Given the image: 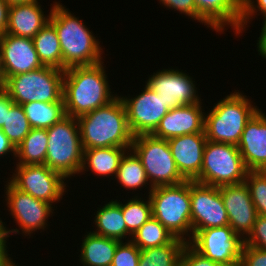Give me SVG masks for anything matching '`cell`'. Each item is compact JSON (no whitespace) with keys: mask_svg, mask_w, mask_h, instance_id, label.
I'll return each mask as SVG.
<instances>
[{"mask_svg":"<svg viewBox=\"0 0 266 266\" xmlns=\"http://www.w3.org/2000/svg\"><path fill=\"white\" fill-rule=\"evenodd\" d=\"M245 245L266 250V217L257 215L249 235L244 239Z\"/></svg>","mask_w":266,"mask_h":266,"instance_id":"obj_37","label":"cell"},{"mask_svg":"<svg viewBox=\"0 0 266 266\" xmlns=\"http://www.w3.org/2000/svg\"><path fill=\"white\" fill-rule=\"evenodd\" d=\"M14 103L11 97L0 87V129L5 124L6 111H9Z\"/></svg>","mask_w":266,"mask_h":266,"instance_id":"obj_41","label":"cell"},{"mask_svg":"<svg viewBox=\"0 0 266 266\" xmlns=\"http://www.w3.org/2000/svg\"><path fill=\"white\" fill-rule=\"evenodd\" d=\"M142 92L135 97L122 99L130 130L134 136L140 134H152L159 126L161 119L168 113L164 101L146 85Z\"/></svg>","mask_w":266,"mask_h":266,"instance_id":"obj_15","label":"cell"},{"mask_svg":"<svg viewBox=\"0 0 266 266\" xmlns=\"http://www.w3.org/2000/svg\"><path fill=\"white\" fill-rule=\"evenodd\" d=\"M237 147L249 171H266V115L262 110L246 123Z\"/></svg>","mask_w":266,"mask_h":266,"instance_id":"obj_19","label":"cell"},{"mask_svg":"<svg viewBox=\"0 0 266 266\" xmlns=\"http://www.w3.org/2000/svg\"><path fill=\"white\" fill-rule=\"evenodd\" d=\"M46 131L48 147L45 165L60 173L66 181L80 174L83 148L77 118L66 116Z\"/></svg>","mask_w":266,"mask_h":266,"instance_id":"obj_6","label":"cell"},{"mask_svg":"<svg viewBox=\"0 0 266 266\" xmlns=\"http://www.w3.org/2000/svg\"><path fill=\"white\" fill-rule=\"evenodd\" d=\"M241 2L240 33H243L248 23L252 21L250 19L256 17L258 11L262 16L266 15V0H242Z\"/></svg>","mask_w":266,"mask_h":266,"instance_id":"obj_36","label":"cell"},{"mask_svg":"<svg viewBox=\"0 0 266 266\" xmlns=\"http://www.w3.org/2000/svg\"><path fill=\"white\" fill-rule=\"evenodd\" d=\"M119 243L118 240L87 232L80 246L79 262L83 266H111Z\"/></svg>","mask_w":266,"mask_h":266,"instance_id":"obj_25","label":"cell"},{"mask_svg":"<svg viewBox=\"0 0 266 266\" xmlns=\"http://www.w3.org/2000/svg\"><path fill=\"white\" fill-rule=\"evenodd\" d=\"M188 244L202 256L223 266H240L245 243L226 225L198 230Z\"/></svg>","mask_w":266,"mask_h":266,"instance_id":"obj_10","label":"cell"},{"mask_svg":"<svg viewBox=\"0 0 266 266\" xmlns=\"http://www.w3.org/2000/svg\"><path fill=\"white\" fill-rule=\"evenodd\" d=\"M131 149L140 158L152 187L177 185L186 181L173 159L169 143L152 134L134 136Z\"/></svg>","mask_w":266,"mask_h":266,"instance_id":"obj_9","label":"cell"},{"mask_svg":"<svg viewBox=\"0 0 266 266\" xmlns=\"http://www.w3.org/2000/svg\"><path fill=\"white\" fill-rule=\"evenodd\" d=\"M41 7L42 5L38 1L11 5L5 33L32 39L49 23L52 7L48 15L44 14Z\"/></svg>","mask_w":266,"mask_h":266,"instance_id":"obj_22","label":"cell"},{"mask_svg":"<svg viewBox=\"0 0 266 266\" xmlns=\"http://www.w3.org/2000/svg\"><path fill=\"white\" fill-rule=\"evenodd\" d=\"M6 224L1 220L0 218V249H8L7 247V239H8V233H7V227Z\"/></svg>","mask_w":266,"mask_h":266,"instance_id":"obj_45","label":"cell"},{"mask_svg":"<svg viewBox=\"0 0 266 266\" xmlns=\"http://www.w3.org/2000/svg\"><path fill=\"white\" fill-rule=\"evenodd\" d=\"M10 6L5 0H0V35L4 34L8 26Z\"/></svg>","mask_w":266,"mask_h":266,"instance_id":"obj_43","label":"cell"},{"mask_svg":"<svg viewBox=\"0 0 266 266\" xmlns=\"http://www.w3.org/2000/svg\"><path fill=\"white\" fill-rule=\"evenodd\" d=\"M246 183L257 215L266 217V171H248Z\"/></svg>","mask_w":266,"mask_h":266,"instance_id":"obj_34","label":"cell"},{"mask_svg":"<svg viewBox=\"0 0 266 266\" xmlns=\"http://www.w3.org/2000/svg\"><path fill=\"white\" fill-rule=\"evenodd\" d=\"M248 171L237 145L207 140L200 175L194 181L215 187L239 184Z\"/></svg>","mask_w":266,"mask_h":266,"instance_id":"obj_8","label":"cell"},{"mask_svg":"<svg viewBox=\"0 0 266 266\" xmlns=\"http://www.w3.org/2000/svg\"><path fill=\"white\" fill-rule=\"evenodd\" d=\"M262 17L263 25L261 28L260 36L258 38L259 40H257V52L259 53V55H261V57H264L266 59V15Z\"/></svg>","mask_w":266,"mask_h":266,"instance_id":"obj_44","label":"cell"},{"mask_svg":"<svg viewBox=\"0 0 266 266\" xmlns=\"http://www.w3.org/2000/svg\"><path fill=\"white\" fill-rule=\"evenodd\" d=\"M6 3L11 6V5H16V4H28V3H33L38 0H5Z\"/></svg>","mask_w":266,"mask_h":266,"instance_id":"obj_48","label":"cell"},{"mask_svg":"<svg viewBox=\"0 0 266 266\" xmlns=\"http://www.w3.org/2000/svg\"><path fill=\"white\" fill-rule=\"evenodd\" d=\"M242 0H194L196 21L221 34L227 26L240 34Z\"/></svg>","mask_w":266,"mask_h":266,"instance_id":"obj_20","label":"cell"},{"mask_svg":"<svg viewBox=\"0 0 266 266\" xmlns=\"http://www.w3.org/2000/svg\"><path fill=\"white\" fill-rule=\"evenodd\" d=\"M202 102L179 106L168 111L152 133L156 138L171 139L192 133H205V112Z\"/></svg>","mask_w":266,"mask_h":266,"instance_id":"obj_18","label":"cell"},{"mask_svg":"<svg viewBox=\"0 0 266 266\" xmlns=\"http://www.w3.org/2000/svg\"><path fill=\"white\" fill-rule=\"evenodd\" d=\"M22 105L14 103L9 111H6L5 124L1 130L8 137L15 148L24 140L31 131Z\"/></svg>","mask_w":266,"mask_h":266,"instance_id":"obj_33","label":"cell"},{"mask_svg":"<svg viewBox=\"0 0 266 266\" xmlns=\"http://www.w3.org/2000/svg\"><path fill=\"white\" fill-rule=\"evenodd\" d=\"M192 236L202 229L229 225L219 187L190 180Z\"/></svg>","mask_w":266,"mask_h":266,"instance_id":"obj_13","label":"cell"},{"mask_svg":"<svg viewBox=\"0 0 266 266\" xmlns=\"http://www.w3.org/2000/svg\"><path fill=\"white\" fill-rule=\"evenodd\" d=\"M53 3L49 22L56 29L60 41L62 70L100 63L103 49L99 39L60 1Z\"/></svg>","mask_w":266,"mask_h":266,"instance_id":"obj_2","label":"cell"},{"mask_svg":"<svg viewBox=\"0 0 266 266\" xmlns=\"http://www.w3.org/2000/svg\"><path fill=\"white\" fill-rule=\"evenodd\" d=\"M9 255L7 249H0V266H17Z\"/></svg>","mask_w":266,"mask_h":266,"instance_id":"obj_46","label":"cell"},{"mask_svg":"<svg viewBox=\"0 0 266 266\" xmlns=\"http://www.w3.org/2000/svg\"><path fill=\"white\" fill-rule=\"evenodd\" d=\"M187 242L175 238L171 243L140 250L138 266H180Z\"/></svg>","mask_w":266,"mask_h":266,"instance_id":"obj_30","label":"cell"},{"mask_svg":"<svg viewBox=\"0 0 266 266\" xmlns=\"http://www.w3.org/2000/svg\"><path fill=\"white\" fill-rule=\"evenodd\" d=\"M32 40L42 65L62 70V51L54 26L47 23Z\"/></svg>","mask_w":266,"mask_h":266,"instance_id":"obj_28","label":"cell"},{"mask_svg":"<svg viewBox=\"0 0 266 266\" xmlns=\"http://www.w3.org/2000/svg\"><path fill=\"white\" fill-rule=\"evenodd\" d=\"M148 196L152 217L175 238L188 243L192 238L190 180L177 185L153 187Z\"/></svg>","mask_w":266,"mask_h":266,"instance_id":"obj_5","label":"cell"},{"mask_svg":"<svg viewBox=\"0 0 266 266\" xmlns=\"http://www.w3.org/2000/svg\"><path fill=\"white\" fill-rule=\"evenodd\" d=\"M135 195L134 198L132 196L130 200H127L125 204L122 203V215L127 228V236H131L129 241H131L136 231L152 218V205L149 196L148 199H144L138 197L139 194Z\"/></svg>","mask_w":266,"mask_h":266,"instance_id":"obj_31","label":"cell"},{"mask_svg":"<svg viewBox=\"0 0 266 266\" xmlns=\"http://www.w3.org/2000/svg\"><path fill=\"white\" fill-rule=\"evenodd\" d=\"M240 266H266V250L244 244Z\"/></svg>","mask_w":266,"mask_h":266,"instance_id":"obj_39","label":"cell"},{"mask_svg":"<svg viewBox=\"0 0 266 266\" xmlns=\"http://www.w3.org/2000/svg\"><path fill=\"white\" fill-rule=\"evenodd\" d=\"M130 149L123 147L85 149L80 174L91 170L96 176L107 178L112 176L111 179H113L117 174L121 158Z\"/></svg>","mask_w":266,"mask_h":266,"instance_id":"obj_23","label":"cell"},{"mask_svg":"<svg viewBox=\"0 0 266 266\" xmlns=\"http://www.w3.org/2000/svg\"><path fill=\"white\" fill-rule=\"evenodd\" d=\"M165 8H169L178 13H183L185 16L191 17L196 21V6L194 0H159Z\"/></svg>","mask_w":266,"mask_h":266,"instance_id":"obj_40","label":"cell"},{"mask_svg":"<svg viewBox=\"0 0 266 266\" xmlns=\"http://www.w3.org/2000/svg\"><path fill=\"white\" fill-rule=\"evenodd\" d=\"M104 62L73 66L64 71L63 99L67 116L79 117L106 106L117 95L111 92Z\"/></svg>","mask_w":266,"mask_h":266,"instance_id":"obj_1","label":"cell"},{"mask_svg":"<svg viewBox=\"0 0 266 266\" xmlns=\"http://www.w3.org/2000/svg\"><path fill=\"white\" fill-rule=\"evenodd\" d=\"M0 47L5 81L10 76L27 73L43 66L31 38L4 33L0 35Z\"/></svg>","mask_w":266,"mask_h":266,"instance_id":"obj_17","label":"cell"},{"mask_svg":"<svg viewBox=\"0 0 266 266\" xmlns=\"http://www.w3.org/2000/svg\"><path fill=\"white\" fill-rule=\"evenodd\" d=\"M83 150L91 148H131L132 134L125 105L117 96L106 106L77 117Z\"/></svg>","mask_w":266,"mask_h":266,"instance_id":"obj_3","label":"cell"},{"mask_svg":"<svg viewBox=\"0 0 266 266\" xmlns=\"http://www.w3.org/2000/svg\"><path fill=\"white\" fill-rule=\"evenodd\" d=\"M192 78L183 70L163 68L154 72L145 82L164 101L165 107L171 110L201 101Z\"/></svg>","mask_w":266,"mask_h":266,"instance_id":"obj_14","label":"cell"},{"mask_svg":"<svg viewBox=\"0 0 266 266\" xmlns=\"http://www.w3.org/2000/svg\"><path fill=\"white\" fill-rule=\"evenodd\" d=\"M167 141L180 174L186 180L194 181L201 171L207 142L205 133L186 134Z\"/></svg>","mask_w":266,"mask_h":266,"instance_id":"obj_21","label":"cell"},{"mask_svg":"<svg viewBox=\"0 0 266 266\" xmlns=\"http://www.w3.org/2000/svg\"><path fill=\"white\" fill-rule=\"evenodd\" d=\"M48 147L46 129L32 128L24 140L16 148V164H45Z\"/></svg>","mask_w":266,"mask_h":266,"instance_id":"obj_29","label":"cell"},{"mask_svg":"<svg viewBox=\"0 0 266 266\" xmlns=\"http://www.w3.org/2000/svg\"><path fill=\"white\" fill-rule=\"evenodd\" d=\"M236 91L205 113L204 132L208 141L237 145L246 123L259 110V107L252 105L247 95Z\"/></svg>","mask_w":266,"mask_h":266,"instance_id":"obj_4","label":"cell"},{"mask_svg":"<svg viewBox=\"0 0 266 266\" xmlns=\"http://www.w3.org/2000/svg\"><path fill=\"white\" fill-rule=\"evenodd\" d=\"M139 256L140 249L132 241L125 240L117 245L111 266H138Z\"/></svg>","mask_w":266,"mask_h":266,"instance_id":"obj_35","label":"cell"},{"mask_svg":"<svg viewBox=\"0 0 266 266\" xmlns=\"http://www.w3.org/2000/svg\"><path fill=\"white\" fill-rule=\"evenodd\" d=\"M115 179L121 187L126 188V190H133L132 192L137 189H143V186L148 188L147 185L149 186V190H147L149 191L148 194L153 189V187L149 185L150 182L140 158L132 149L127 150L121 158Z\"/></svg>","mask_w":266,"mask_h":266,"instance_id":"obj_26","label":"cell"},{"mask_svg":"<svg viewBox=\"0 0 266 266\" xmlns=\"http://www.w3.org/2000/svg\"><path fill=\"white\" fill-rule=\"evenodd\" d=\"M12 154L14 157H16V148L13 146V144L9 141L8 137L3 133V131L0 129V157H4V155Z\"/></svg>","mask_w":266,"mask_h":266,"instance_id":"obj_42","label":"cell"},{"mask_svg":"<svg viewBox=\"0 0 266 266\" xmlns=\"http://www.w3.org/2000/svg\"><path fill=\"white\" fill-rule=\"evenodd\" d=\"M64 71L51 66L10 76L3 90L16 103L58 102L63 98Z\"/></svg>","mask_w":266,"mask_h":266,"instance_id":"obj_7","label":"cell"},{"mask_svg":"<svg viewBox=\"0 0 266 266\" xmlns=\"http://www.w3.org/2000/svg\"><path fill=\"white\" fill-rule=\"evenodd\" d=\"M5 201L7 210L13 217L19 229H7L8 236L11 234H20L31 236L37 230H45L48 227V217L53 214L54 207L52 204L40 199L34 198L29 193L23 192L16 188L9 180L6 181ZM10 234V235H9Z\"/></svg>","mask_w":266,"mask_h":266,"instance_id":"obj_11","label":"cell"},{"mask_svg":"<svg viewBox=\"0 0 266 266\" xmlns=\"http://www.w3.org/2000/svg\"><path fill=\"white\" fill-rule=\"evenodd\" d=\"M31 128L47 129L66 117L64 99L58 102H29L22 105Z\"/></svg>","mask_w":266,"mask_h":266,"instance_id":"obj_27","label":"cell"},{"mask_svg":"<svg viewBox=\"0 0 266 266\" xmlns=\"http://www.w3.org/2000/svg\"><path fill=\"white\" fill-rule=\"evenodd\" d=\"M95 231L92 233L124 242L127 237V228L122 215V202L111 200L100 206L94 214Z\"/></svg>","mask_w":266,"mask_h":266,"instance_id":"obj_24","label":"cell"},{"mask_svg":"<svg viewBox=\"0 0 266 266\" xmlns=\"http://www.w3.org/2000/svg\"><path fill=\"white\" fill-rule=\"evenodd\" d=\"M65 178L45 164H16L9 181L19 190L36 199L55 204L62 200L66 192Z\"/></svg>","mask_w":266,"mask_h":266,"instance_id":"obj_12","label":"cell"},{"mask_svg":"<svg viewBox=\"0 0 266 266\" xmlns=\"http://www.w3.org/2000/svg\"><path fill=\"white\" fill-rule=\"evenodd\" d=\"M175 237L155 218H150L132 236L131 241L140 249L171 243Z\"/></svg>","mask_w":266,"mask_h":266,"instance_id":"obj_32","label":"cell"},{"mask_svg":"<svg viewBox=\"0 0 266 266\" xmlns=\"http://www.w3.org/2000/svg\"><path fill=\"white\" fill-rule=\"evenodd\" d=\"M180 266H223V265L202 256L187 243L181 255Z\"/></svg>","mask_w":266,"mask_h":266,"instance_id":"obj_38","label":"cell"},{"mask_svg":"<svg viewBox=\"0 0 266 266\" xmlns=\"http://www.w3.org/2000/svg\"><path fill=\"white\" fill-rule=\"evenodd\" d=\"M5 83V70L3 65L2 51L0 47V87H2Z\"/></svg>","mask_w":266,"mask_h":266,"instance_id":"obj_47","label":"cell"},{"mask_svg":"<svg viewBox=\"0 0 266 266\" xmlns=\"http://www.w3.org/2000/svg\"><path fill=\"white\" fill-rule=\"evenodd\" d=\"M229 226L245 239L252 230L257 212L245 182L219 187Z\"/></svg>","mask_w":266,"mask_h":266,"instance_id":"obj_16","label":"cell"}]
</instances>
